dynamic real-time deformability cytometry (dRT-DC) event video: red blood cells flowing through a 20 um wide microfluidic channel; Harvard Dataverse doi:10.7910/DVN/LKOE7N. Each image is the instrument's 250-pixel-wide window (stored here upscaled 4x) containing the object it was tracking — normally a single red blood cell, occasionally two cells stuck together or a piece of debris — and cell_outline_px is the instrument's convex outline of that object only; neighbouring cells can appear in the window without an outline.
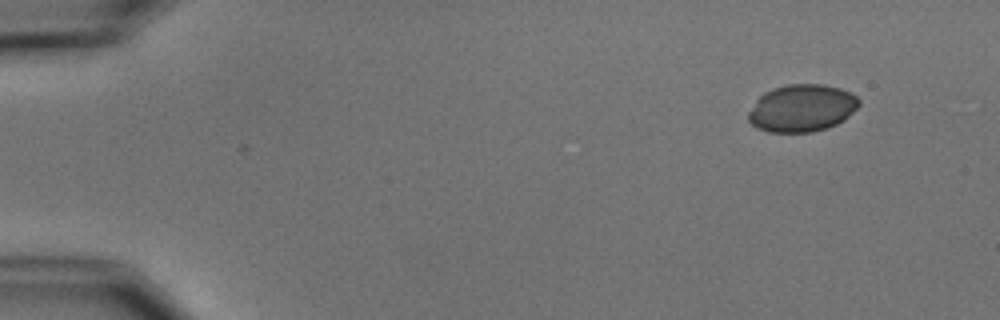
{"species": "common noctule bat (a hibernating species)", "species_latin": "Nyctalus noctula", "temperature_condition": "cold", "stored_images_in_passage": 4, "camera_frame_rate_fps": 3000, "um_per_image_px": 0.085, "animal": {"sex": "male", "body_mass_g": 15.6}, "frame": {"image": 1, "passage_image": 1, "time_ms": 0.0, "image_size_px": [1000, 320], "cell_outline_px": [[860, 104], [844, 120], [836, 124], [812, 132], [768, 132], [756, 128], [748, 120], [748, 112], [756, 100], [764, 92], [772, 88], [788, 84], [824, 84], [840, 88], [856, 96], [860, 100]], "centroid_in_image_um": [68.13, 9.18], "position_along_channel_um": 16.9, "area_um2": 30.52}}
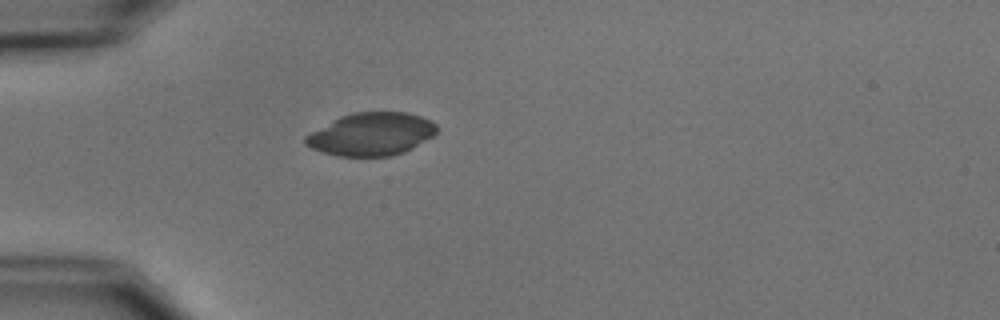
{"frame": {"image": 2, "passage_image": 4, "time_ms": 3.667, "image_size_px": [1000, 320], "cell_outline_px": [[436, 132], [432, 136], [412, 148], [404, 152], [392, 156], [336, 156], [312, 148], [304, 144], [304, 136], [332, 120], [340, 116], [352, 112], [408, 112], [432, 120], [436, 124]], "centroid_in_image_um": [31.55, 11.39], "position_along_channel_um": 53.4, "area_um2": 32.77}}